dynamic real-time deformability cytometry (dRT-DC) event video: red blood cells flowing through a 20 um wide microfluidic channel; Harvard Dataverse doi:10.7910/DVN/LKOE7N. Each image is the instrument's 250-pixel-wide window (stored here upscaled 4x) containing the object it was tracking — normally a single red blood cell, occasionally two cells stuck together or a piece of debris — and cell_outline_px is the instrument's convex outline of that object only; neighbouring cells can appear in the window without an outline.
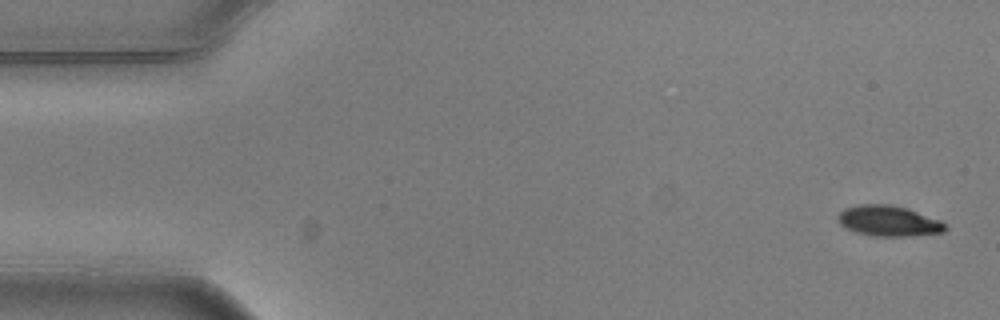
{"species": "common noctule bat (a hibernating species)", "species_latin": "Nyctalus noctula", "temperature_condition": "warm", "stored_images_in_passage": 5, "camera_frame_rate_fps": 3000, "um_per_image_px": 0.085, "animal": {"sex": "male", "body_mass_g": 20.5, "forearm_length_mm": 52.5}, "frame": {"image": 1, "passage_image": 1, "time_ms": 0.0, "image_size_px": [1000, 320], "cell_outline_px": [[948, 228], [944, 232], [908, 236], [872, 236], [856, 232], [844, 228], [836, 220], [836, 216], [844, 208], [860, 204], [892, 204], [908, 208], [940, 220], [948, 224]], "centroid_in_image_um": [75.52, 18.77], "position_along_channel_um": 9.5, "area_um2": 19.48}}
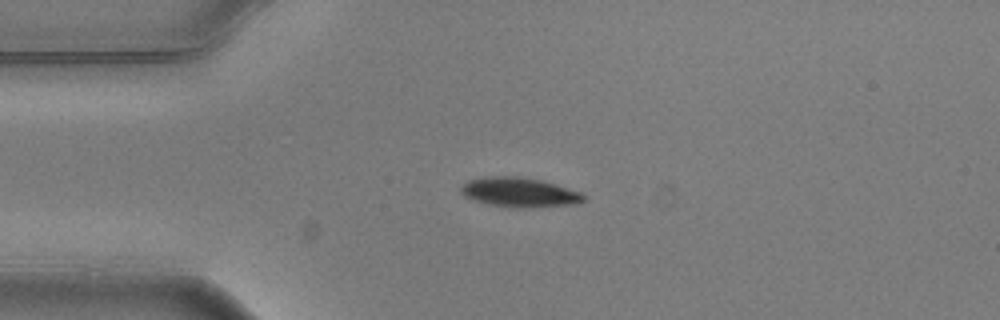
{"frame": {"image": 2, "passage_image": 4, "time_ms": 1.0, "image_size_px": [1000, 320], "cell_outline_px": [[588, 196], [584, 200], [576, 204], [524, 208], [512, 208], [488, 204], [472, 200], [464, 196], [460, 192], [460, 188], [468, 180], [488, 176], [516, 176], [540, 180], [556, 184], [580, 192]], "centroid_in_image_um": [44.14, 16.35], "position_along_channel_um": 40.9, "area_um2": 21.27}}